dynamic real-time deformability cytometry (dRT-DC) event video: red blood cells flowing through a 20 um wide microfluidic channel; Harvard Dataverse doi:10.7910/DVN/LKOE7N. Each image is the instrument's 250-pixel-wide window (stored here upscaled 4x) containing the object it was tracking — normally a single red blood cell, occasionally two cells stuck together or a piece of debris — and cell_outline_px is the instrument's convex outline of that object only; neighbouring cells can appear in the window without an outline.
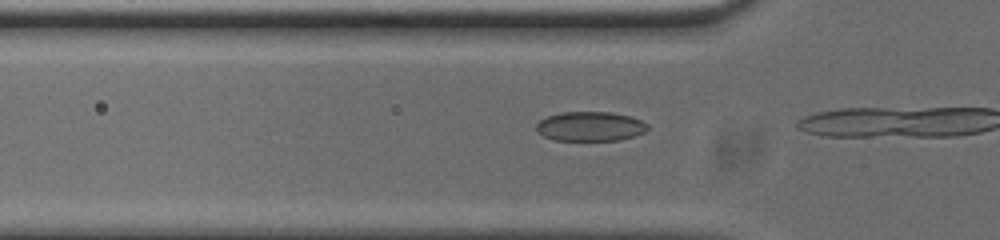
{"species": "common noctule bat (a hibernating species)", "species_latin": "Nyctalus noctula", "temperature_condition": "cold", "stored_images_in_passage": 14, "camera_frame_rate_fps": 3000, "um_per_image_px": 0.085, "animal": {"sex": "male", "body_mass_g": 20.0, "forearm_length_mm": 53.3}, "frame": {"image": 1, "passage_image": 12, "time_ms": 3.667, "image_size_px": [1000, 240], "cell_outline_px": [[648, 128], [644, 132], [636, 136], [616, 140], [552, 140], [536, 132], [536, 124], [540, 120], [548, 116], [560, 112], [612, 112], [632, 116], [648, 124]], "centroid_in_image_um": [50.16, 10.74], "position_along_channel_um": 75.6, "area_um2": 19.25}}